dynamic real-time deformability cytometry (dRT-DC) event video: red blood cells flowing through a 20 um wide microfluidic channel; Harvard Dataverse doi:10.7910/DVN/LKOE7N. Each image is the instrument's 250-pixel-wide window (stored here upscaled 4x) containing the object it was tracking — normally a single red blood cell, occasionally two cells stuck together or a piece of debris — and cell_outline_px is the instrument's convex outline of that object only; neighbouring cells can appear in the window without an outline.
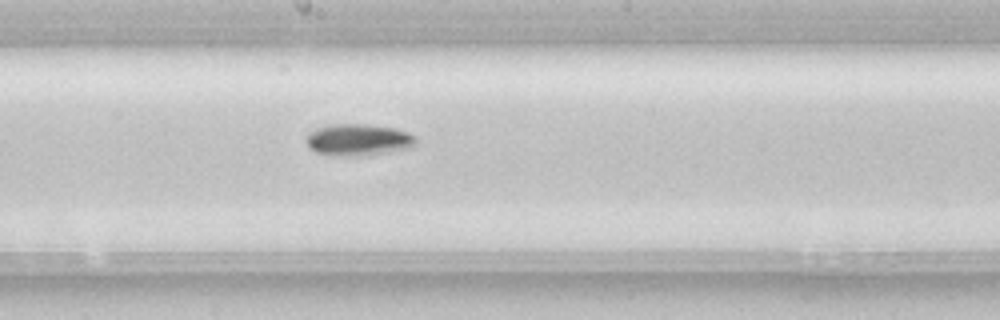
{"species": "common noctule bat (a hibernating species)", "species_latin": "Nyctalus noctula", "temperature_condition": "room temperature", "stored_images_in_passage": 36, "camera_frame_rate_fps": 3000, "um_per_image_px": 0.085, "animal": {"sex": "female", "body_mass_g": 22.7, "forearm_length_mm": 54.2}, "frame": {"image": 1, "passage_image": 16, "time_ms": 5.0, "image_size_px": [1000, 320], "cell_outline_px": [[416, 144], [412, 148], [388, 152], [360, 156], [340, 156], [316, 152], [308, 148], [304, 140], [304, 136], [308, 132], [316, 128], [332, 124], [364, 124], [392, 128], [408, 132], [416, 136]], "centroid_in_image_um": [30.42, 11.89], "position_along_channel_um": 217.8, "area_um2": 20.58}}